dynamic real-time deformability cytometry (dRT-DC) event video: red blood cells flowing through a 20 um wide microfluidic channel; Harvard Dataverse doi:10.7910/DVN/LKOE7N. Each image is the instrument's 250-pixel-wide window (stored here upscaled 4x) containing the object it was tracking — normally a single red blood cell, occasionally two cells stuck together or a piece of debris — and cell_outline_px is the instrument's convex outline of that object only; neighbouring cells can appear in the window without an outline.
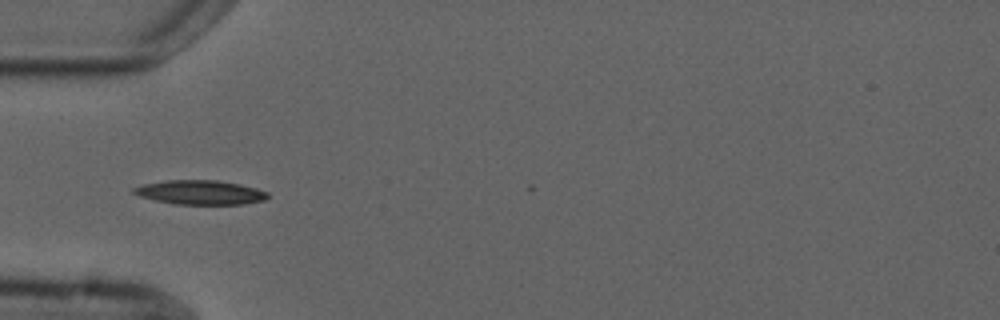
{"species": "common noctule bat (a hibernating species)", "species_latin": "Nyctalus noctula", "temperature_condition": "cold", "stored_images_in_passage": 10, "camera_frame_rate_fps": 3000, "um_per_image_px": 0.085, "animal": {"sex": "male", "forearm_length_mm": 52.5}, "frame": {"image": 1, "passage_image": 4, "time_ms": 3.667, "image_size_px": [1000, 320], "cell_outline_px": [[268, 196], [264, 200], [244, 204], [172, 204], [140, 196], [132, 192], [132, 188], [144, 184], [164, 180], [216, 180], [240, 184], [256, 188], [268, 192]], "centroid_in_image_um": [17.01, 16.35], "position_along_channel_um": 68.0, "area_um2": 18.9}}
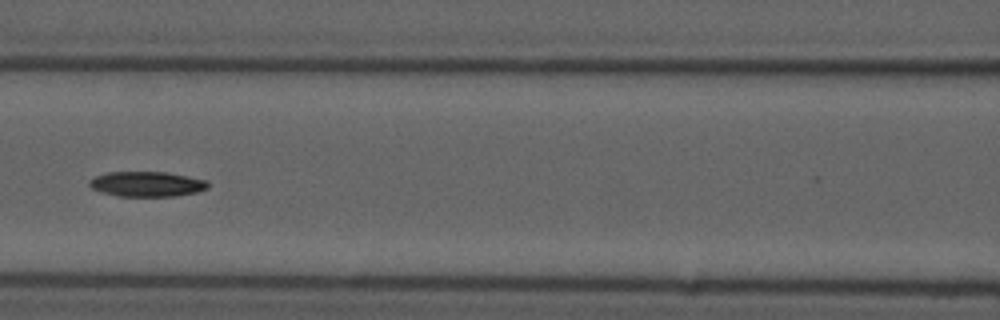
{"frame": {"image": 2, "passage_image": 6, "time_ms": 6.0, "image_size_px": [1000, 320], "cell_outline_px": [[208, 188], [196, 192], [176, 196], [120, 196], [104, 192], [92, 188], [88, 184], [88, 180], [96, 176], [108, 172], [164, 172], [188, 176], [208, 180]], "centroid_in_image_um": [12.5, 15.64], "position_along_channel_um": 154.1, "area_um2": 17.22}}
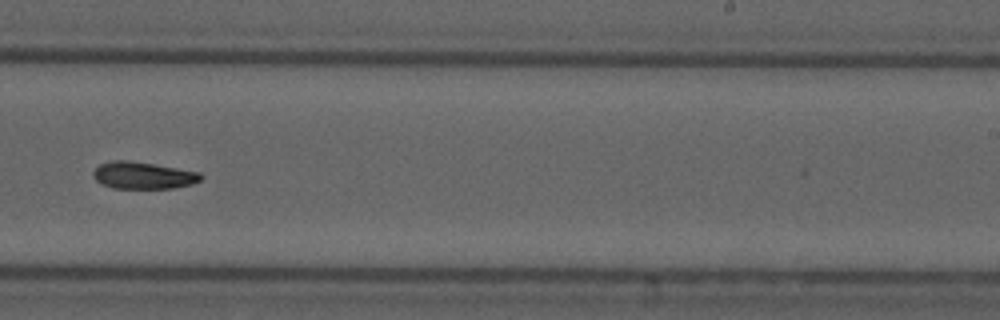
{"frame": {"image": 3, "passage_image": 9, "time_ms": 9.333, "image_size_px": [1000, 320], "cell_outline_px": [[204, 176], [200, 180], [192, 184], [172, 188], [112, 188], [100, 184], [92, 176], [92, 172], [100, 164], [112, 160], [128, 160], [200, 172]], "centroid_in_image_um": [12.14, 14.91], "position_along_channel_um": 276.9, "area_um2": 16.94}}